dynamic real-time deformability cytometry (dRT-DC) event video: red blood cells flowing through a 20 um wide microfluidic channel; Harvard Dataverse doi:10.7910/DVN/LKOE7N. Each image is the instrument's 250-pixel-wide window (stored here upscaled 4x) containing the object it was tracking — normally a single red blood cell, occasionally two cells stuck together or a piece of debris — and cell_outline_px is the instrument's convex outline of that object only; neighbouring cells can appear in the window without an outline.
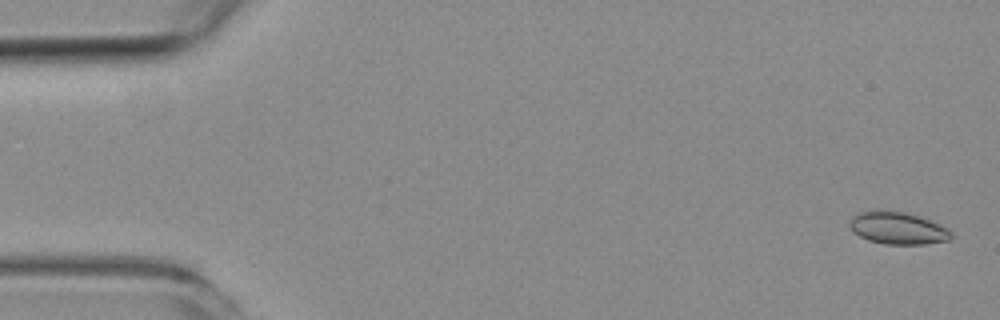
{"species": "common noctule bat (a hibernating species)", "species_latin": "Nyctalus noctula", "temperature_condition": "room temperature", "stored_images_in_passage": 5, "camera_frame_rate_fps": 3000, "um_per_image_px": 0.085, "animal": {"sex": "female", "body_mass_g": 19.3, "forearm_length_mm": 54.1}, "frame": {"image": 1, "passage_image": 1, "time_ms": 0.0, "image_size_px": [1000, 320], "cell_outline_px": [[952, 236], [948, 240], [924, 244], [884, 244], [868, 240], [852, 232], [848, 224], [852, 216], [860, 212], [904, 212], [928, 220], [948, 228], [952, 232]], "centroid_in_image_um": [76.29, 19.42], "position_along_channel_um": 8.7, "area_um2": 18.61}}
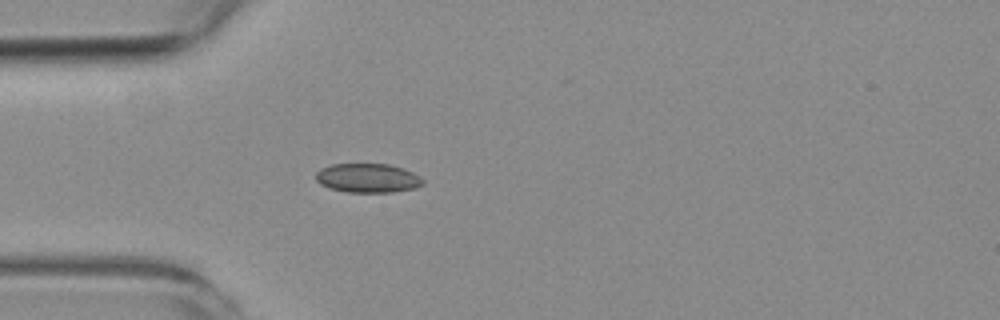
{"frame": {"image": 2, "passage_image": 5, "time_ms": 4.667, "image_size_px": [1000, 320], "cell_outline_px": [[424, 184], [416, 188], [392, 192], [348, 192], [328, 188], [320, 184], [316, 180], [316, 172], [320, 168], [332, 164], [388, 164], [404, 168], [420, 176], [424, 180]], "centroid_in_image_um": [31.26, 15.13], "position_along_channel_um": 53.7, "area_um2": 18.32}}